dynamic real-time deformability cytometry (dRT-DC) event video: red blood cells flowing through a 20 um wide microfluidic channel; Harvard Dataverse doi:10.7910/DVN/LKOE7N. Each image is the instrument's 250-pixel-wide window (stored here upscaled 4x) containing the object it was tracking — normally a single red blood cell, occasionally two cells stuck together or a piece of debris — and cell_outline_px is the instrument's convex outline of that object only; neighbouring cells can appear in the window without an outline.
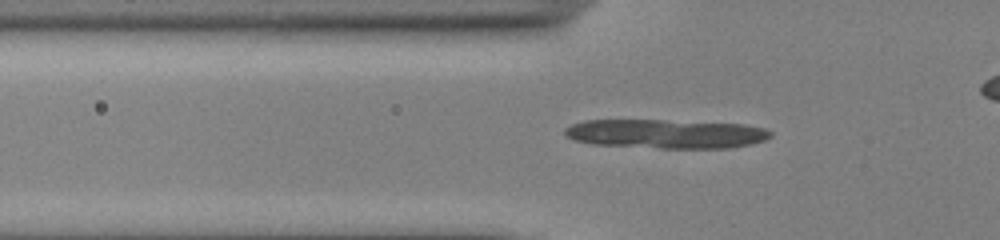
{"species": "common noctule bat (a hibernating species)", "species_latin": "Nyctalus noctula", "temperature_condition": "cold", "stored_images_in_passage": 42, "camera_frame_rate_fps": 3000, "um_per_image_px": 0.085, "animal": {"sex": "male", "body_mass_g": 13.0, "forearm_length_mm": 53.1}, "frame": {"image": 1, "passage_image": 13, "time_ms": 4.0, "image_size_px": [1000, 240], "cell_outline_px": [[772, 136], [764, 140], [752, 144], [728, 148], [660, 148], [592, 144], [576, 140], [564, 136], [564, 128], [572, 124], [584, 120], [664, 120], [744, 124], [764, 128], [772, 132]], "centroid_in_image_um": [56.6, 11.37], "position_along_channel_um": 69.2, "area_um2": 34.97}}